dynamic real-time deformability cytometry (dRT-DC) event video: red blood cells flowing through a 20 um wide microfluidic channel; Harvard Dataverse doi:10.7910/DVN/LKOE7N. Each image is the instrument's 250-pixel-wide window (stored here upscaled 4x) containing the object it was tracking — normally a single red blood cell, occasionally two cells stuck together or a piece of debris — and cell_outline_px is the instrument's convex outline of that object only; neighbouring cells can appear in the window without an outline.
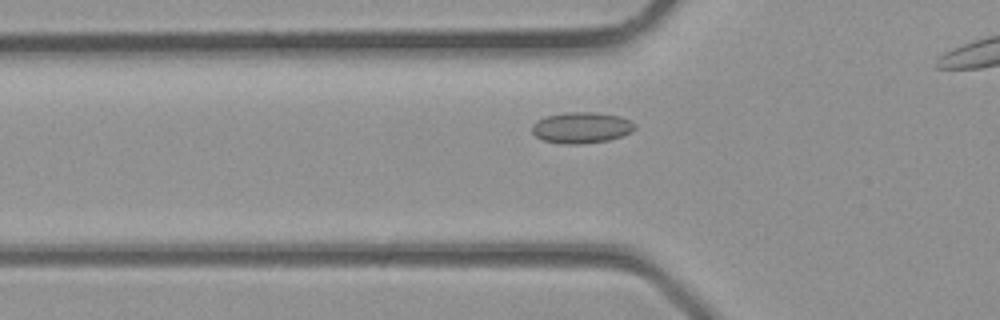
{"species": "common noctule bat (a hibernating species)", "species_latin": "Nyctalus noctula", "temperature_condition": "room temperature", "stored_images_in_passage": 24, "camera_frame_rate_fps": 3000, "um_per_image_px": 0.085, "animal": {"sex": "male", "body_mass_g": 23.1, "forearm_length_mm": 52.7}, "frame": {"image": 1, "passage_image": 7, "time_ms": 2.0, "image_size_px": [1000, 320], "cell_outline_px": [[636, 128], [632, 132], [624, 136], [608, 140], [580, 144], [564, 144], [544, 140], [536, 136], [532, 132], [532, 124], [536, 120], [544, 116], [564, 112], [592, 112], [620, 116], [636, 124]], "centroid_in_image_um": [49.42, 10.84], "position_along_channel_um": 76.4, "area_um2": 18.79}}
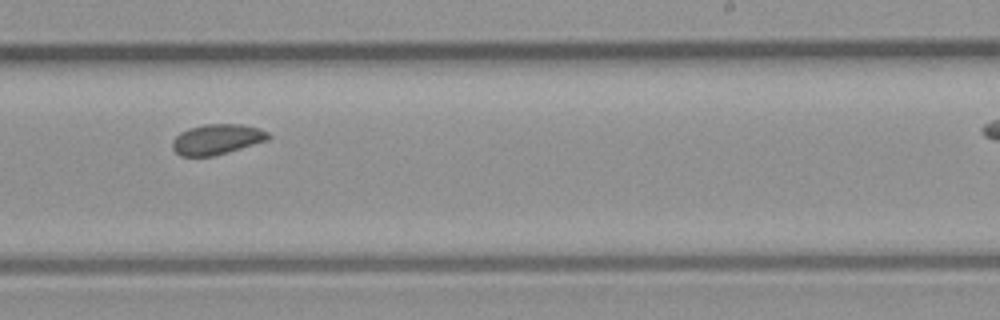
{"frame": {"image": 2, "passage_image": 17, "time_ms": 5.333, "image_size_px": [1000, 320], "cell_outline_px": [[272, 136], [268, 140], [228, 152], [212, 156], [180, 156], [172, 148], [172, 140], [180, 132], [188, 128], [204, 124], [244, 124], [260, 128], [268, 132]], "centroid_in_image_um": [18.45, 11.83], "position_along_channel_um": 270.6, "area_um2": 17.11}}
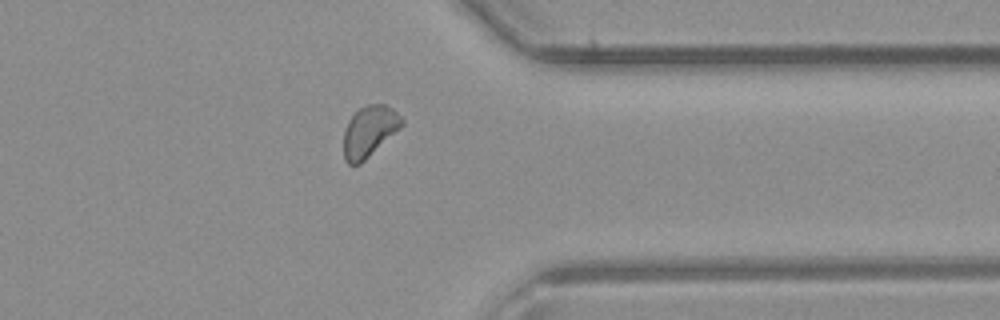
{"frame": {"image": 3, "passage_image": 23, "time_ms": 7.333, "image_size_px": [1000, 320], "cell_outline_px": [[404, 124], [400, 128], [360, 164], [348, 164], [344, 160], [344, 132], [348, 120], [360, 108], [368, 104], [384, 104], [392, 108], [404, 120]], "centroid_in_image_um": [31.39, 11.16], "position_along_channel_um": 380.0, "area_um2": 17.05}}